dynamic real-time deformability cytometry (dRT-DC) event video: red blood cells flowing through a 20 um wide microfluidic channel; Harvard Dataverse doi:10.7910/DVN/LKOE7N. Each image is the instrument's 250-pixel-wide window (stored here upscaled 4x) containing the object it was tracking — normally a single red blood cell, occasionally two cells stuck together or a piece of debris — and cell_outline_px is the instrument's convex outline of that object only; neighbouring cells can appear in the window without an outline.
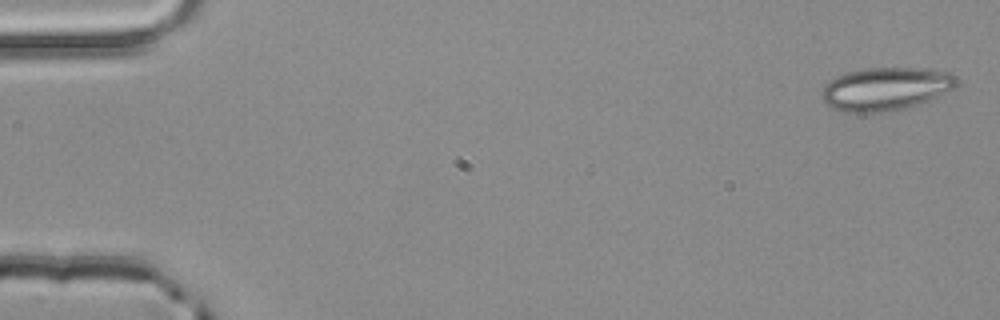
{"species": "common noctule bat (a hibernating species)", "species_latin": "Nyctalus noctula", "temperature_condition": "room temperature", "stored_images_in_passage": 3, "camera_frame_rate_fps": 3000, "um_per_image_px": 0.085, "animal": {"sex": "male", "body_mass_g": 20.4}, "frame": {"image": 1, "passage_image": 1, "time_ms": 0.0, "image_size_px": [1000, 320], "cell_outline_px": [[960, 84], [936, 96], [916, 104], [904, 108], [880, 112], [844, 112], [832, 108], [824, 104], [820, 92], [824, 84], [828, 80], [836, 76], [848, 72], [864, 68], [928, 68], [952, 72], [960, 80]], "centroid_in_image_um": [75.25, 7.53], "position_along_channel_um": 9.8, "area_um2": 34.04}}